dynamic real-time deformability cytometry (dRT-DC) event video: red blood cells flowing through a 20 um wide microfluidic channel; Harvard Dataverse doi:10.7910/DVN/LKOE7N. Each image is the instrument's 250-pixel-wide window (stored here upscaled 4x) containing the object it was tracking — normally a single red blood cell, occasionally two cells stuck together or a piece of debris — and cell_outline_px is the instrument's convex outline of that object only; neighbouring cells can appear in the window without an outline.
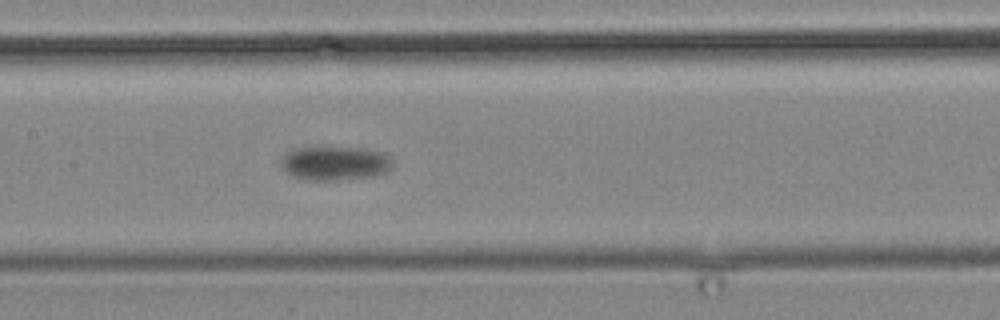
{"species": "common noctule bat (a hibernating species)", "species_latin": "Nyctalus noctula", "temperature_condition": "cold", "stored_images_in_passage": 17, "camera_frame_rate_fps": 3000, "um_per_image_px": 0.085, "animal": {"sex": "male", "body_mass_g": 19.2, "forearm_length_mm": 51.8}, "frame": {"image": 1, "passage_image": 17, "time_ms": 20.333, "image_size_px": [1000, 320], "cell_outline_px": [[392, 168], [388, 172], [368, 176], [336, 180], [316, 180], [296, 176], [288, 172], [284, 168], [284, 156], [288, 152], [300, 148], [356, 148], [384, 152], [392, 160]], "centroid_in_image_um": [28.57, 13.87], "position_along_channel_um": 178.8, "area_um2": 21.21}}